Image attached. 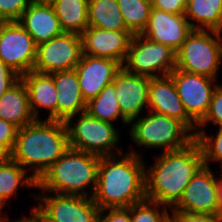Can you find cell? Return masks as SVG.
<instances>
[{
    "instance_id": "cell-34",
    "label": "cell",
    "mask_w": 222,
    "mask_h": 222,
    "mask_svg": "<svg viewBox=\"0 0 222 222\" xmlns=\"http://www.w3.org/2000/svg\"><path fill=\"white\" fill-rule=\"evenodd\" d=\"M17 131L16 126L0 118V146L5 147L10 153L16 142Z\"/></svg>"
},
{
    "instance_id": "cell-9",
    "label": "cell",
    "mask_w": 222,
    "mask_h": 222,
    "mask_svg": "<svg viewBox=\"0 0 222 222\" xmlns=\"http://www.w3.org/2000/svg\"><path fill=\"white\" fill-rule=\"evenodd\" d=\"M82 54L80 34L63 32L37 46L33 70L40 73L72 70L80 62Z\"/></svg>"
},
{
    "instance_id": "cell-36",
    "label": "cell",
    "mask_w": 222,
    "mask_h": 222,
    "mask_svg": "<svg viewBox=\"0 0 222 222\" xmlns=\"http://www.w3.org/2000/svg\"><path fill=\"white\" fill-rule=\"evenodd\" d=\"M99 222H131L130 210L128 207L100 210Z\"/></svg>"
},
{
    "instance_id": "cell-25",
    "label": "cell",
    "mask_w": 222,
    "mask_h": 222,
    "mask_svg": "<svg viewBox=\"0 0 222 222\" xmlns=\"http://www.w3.org/2000/svg\"><path fill=\"white\" fill-rule=\"evenodd\" d=\"M27 170L10 159L6 164L0 165V211L7 207L9 199L15 197L19 187H37V180Z\"/></svg>"
},
{
    "instance_id": "cell-22",
    "label": "cell",
    "mask_w": 222,
    "mask_h": 222,
    "mask_svg": "<svg viewBox=\"0 0 222 222\" xmlns=\"http://www.w3.org/2000/svg\"><path fill=\"white\" fill-rule=\"evenodd\" d=\"M0 118L18 129L34 122L26 85L20 79L0 97Z\"/></svg>"
},
{
    "instance_id": "cell-31",
    "label": "cell",
    "mask_w": 222,
    "mask_h": 222,
    "mask_svg": "<svg viewBox=\"0 0 222 222\" xmlns=\"http://www.w3.org/2000/svg\"><path fill=\"white\" fill-rule=\"evenodd\" d=\"M222 128V85H218L213 92L211 102L205 117L197 124L196 131H204L208 124Z\"/></svg>"
},
{
    "instance_id": "cell-40",
    "label": "cell",
    "mask_w": 222,
    "mask_h": 222,
    "mask_svg": "<svg viewBox=\"0 0 222 222\" xmlns=\"http://www.w3.org/2000/svg\"><path fill=\"white\" fill-rule=\"evenodd\" d=\"M8 213L4 214L3 211L0 213V222H36L35 218L29 214V216H23L20 219L17 220H9Z\"/></svg>"
},
{
    "instance_id": "cell-4",
    "label": "cell",
    "mask_w": 222,
    "mask_h": 222,
    "mask_svg": "<svg viewBox=\"0 0 222 222\" xmlns=\"http://www.w3.org/2000/svg\"><path fill=\"white\" fill-rule=\"evenodd\" d=\"M99 162L97 155L69 148L37 180L36 189L59 195L92 197L97 186Z\"/></svg>"
},
{
    "instance_id": "cell-5",
    "label": "cell",
    "mask_w": 222,
    "mask_h": 222,
    "mask_svg": "<svg viewBox=\"0 0 222 222\" xmlns=\"http://www.w3.org/2000/svg\"><path fill=\"white\" fill-rule=\"evenodd\" d=\"M147 112L129 124V136L139 148H158L164 153L184 148L195 140V135L182 122Z\"/></svg>"
},
{
    "instance_id": "cell-14",
    "label": "cell",
    "mask_w": 222,
    "mask_h": 222,
    "mask_svg": "<svg viewBox=\"0 0 222 222\" xmlns=\"http://www.w3.org/2000/svg\"><path fill=\"white\" fill-rule=\"evenodd\" d=\"M150 78L145 75L129 73L122 67L112 82L115 86L122 118L128 124L148 110ZM145 108L147 109L144 111Z\"/></svg>"
},
{
    "instance_id": "cell-38",
    "label": "cell",
    "mask_w": 222,
    "mask_h": 222,
    "mask_svg": "<svg viewBox=\"0 0 222 222\" xmlns=\"http://www.w3.org/2000/svg\"><path fill=\"white\" fill-rule=\"evenodd\" d=\"M30 214L35 218L36 222H57L49 217L38 205L31 206Z\"/></svg>"
},
{
    "instance_id": "cell-27",
    "label": "cell",
    "mask_w": 222,
    "mask_h": 222,
    "mask_svg": "<svg viewBox=\"0 0 222 222\" xmlns=\"http://www.w3.org/2000/svg\"><path fill=\"white\" fill-rule=\"evenodd\" d=\"M93 118L110 123L121 120L122 123L129 125L121 115L120 105L116 98L115 86L108 84L95 98L86 103V111Z\"/></svg>"
},
{
    "instance_id": "cell-24",
    "label": "cell",
    "mask_w": 222,
    "mask_h": 222,
    "mask_svg": "<svg viewBox=\"0 0 222 222\" xmlns=\"http://www.w3.org/2000/svg\"><path fill=\"white\" fill-rule=\"evenodd\" d=\"M64 32L82 34L88 27V0H49Z\"/></svg>"
},
{
    "instance_id": "cell-10",
    "label": "cell",
    "mask_w": 222,
    "mask_h": 222,
    "mask_svg": "<svg viewBox=\"0 0 222 222\" xmlns=\"http://www.w3.org/2000/svg\"><path fill=\"white\" fill-rule=\"evenodd\" d=\"M37 45L18 21L0 22V60L23 75L33 70Z\"/></svg>"
},
{
    "instance_id": "cell-32",
    "label": "cell",
    "mask_w": 222,
    "mask_h": 222,
    "mask_svg": "<svg viewBox=\"0 0 222 222\" xmlns=\"http://www.w3.org/2000/svg\"><path fill=\"white\" fill-rule=\"evenodd\" d=\"M33 0H0V22L18 21Z\"/></svg>"
},
{
    "instance_id": "cell-30",
    "label": "cell",
    "mask_w": 222,
    "mask_h": 222,
    "mask_svg": "<svg viewBox=\"0 0 222 222\" xmlns=\"http://www.w3.org/2000/svg\"><path fill=\"white\" fill-rule=\"evenodd\" d=\"M216 135H207L206 130L196 131L195 139L199 142L203 152L204 165L210 162H219L222 169V128L217 127Z\"/></svg>"
},
{
    "instance_id": "cell-18",
    "label": "cell",
    "mask_w": 222,
    "mask_h": 222,
    "mask_svg": "<svg viewBox=\"0 0 222 222\" xmlns=\"http://www.w3.org/2000/svg\"><path fill=\"white\" fill-rule=\"evenodd\" d=\"M192 30L185 15L171 14L152 7L148 23L140 35L177 51Z\"/></svg>"
},
{
    "instance_id": "cell-21",
    "label": "cell",
    "mask_w": 222,
    "mask_h": 222,
    "mask_svg": "<svg viewBox=\"0 0 222 222\" xmlns=\"http://www.w3.org/2000/svg\"><path fill=\"white\" fill-rule=\"evenodd\" d=\"M57 89V120L66 121L69 117L86 111L75 69L50 73Z\"/></svg>"
},
{
    "instance_id": "cell-39",
    "label": "cell",
    "mask_w": 222,
    "mask_h": 222,
    "mask_svg": "<svg viewBox=\"0 0 222 222\" xmlns=\"http://www.w3.org/2000/svg\"><path fill=\"white\" fill-rule=\"evenodd\" d=\"M222 173V169H221ZM222 176L217 177V215L222 216Z\"/></svg>"
},
{
    "instance_id": "cell-16",
    "label": "cell",
    "mask_w": 222,
    "mask_h": 222,
    "mask_svg": "<svg viewBox=\"0 0 222 222\" xmlns=\"http://www.w3.org/2000/svg\"><path fill=\"white\" fill-rule=\"evenodd\" d=\"M122 64L114 59L93 57L82 54L75 67L79 86L86 102L95 98L121 70Z\"/></svg>"
},
{
    "instance_id": "cell-33",
    "label": "cell",
    "mask_w": 222,
    "mask_h": 222,
    "mask_svg": "<svg viewBox=\"0 0 222 222\" xmlns=\"http://www.w3.org/2000/svg\"><path fill=\"white\" fill-rule=\"evenodd\" d=\"M171 222H222V216L172 211Z\"/></svg>"
},
{
    "instance_id": "cell-12",
    "label": "cell",
    "mask_w": 222,
    "mask_h": 222,
    "mask_svg": "<svg viewBox=\"0 0 222 222\" xmlns=\"http://www.w3.org/2000/svg\"><path fill=\"white\" fill-rule=\"evenodd\" d=\"M41 194L31 196L39 200L37 205L57 222H99L100 209L92 197Z\"/></svg>"
},
{
    "instance_id": "cell-15",
    "label": "cell",
    "mask_w": 222,
    "mask_h": 222,
    "mask_svg": "<svg viewBox=\"0 0 222 222\" xmlns=\"http://www.w3.org/2000/svg\"><path fill=\"white\" fill-rule=\"evenodd\" d=\"M80 36L83 54L114 59L123 65L133 34L129 30H103L88 26Z\"/></svg>"
},
{
    "instance_id": "cell-29",
    "label": "cell",
    "mask_w": 222,
    "mask_h": 222,
    "mask_svg": "<svg viewBox=\"0 0 222 222\" xmlns=\"http://www.w3.org/2000/svg\"><path fill=\"white\" fill-rule=\"evenodd\" d=\"M128 208L131 222H171L170 208L155 201L144 199Z\"/></svg>"
},
{
    "instance_id": "cell-3",
    "label": "cell",
    "mask_w": 222,
    "mask_h": 222,
    "mask_svg": "<svg viewBox=\"0 0 222 222\" xmlns=\"http://www.w3.org/2000/svg\"><path fill=\"white\" fill-rule=\"evenodd\" d=\"M69 148L64 121L35 120L18 129L11 159L38 180Z\"/></svg>"
},
{
    "instance_id": "cell-19",
    "label": "cell",
    "mask_w": 222,
    "mask_h": 222,
    "mask_svg": "<svg viewBox=\"0 0 222 222\" xmlns=\"http://www.w3.org/2000/svg\"><path fill=\"white\" fill-rule=\"evenodd\" d=\"M18 22L37 46L64 32L49 1L33 0Z\"/></svg>"
},
{
    "instance_id": "cell-13",
    "label": "cell",
    "mask_w": 222,
    "mask_h": 222,
    "mask_svg": "<svg viewBox=\"0 0 222 222\" xmlns=\"http://www.w3.org/2000/svg\"><path fill=\"white\" fill-rule=\"evenodd\" d=\"M171 211L217 215V181L209 166L197 171Z\"/></svg>"
},
{
    "instance_id": "cell-17",
    "label": "cell",
    "mask_w": 222,
    "mask_h": 222,
    "mask_svg": "<svg viewBox=\"0 0 222 222\" xmlns=\"http://www.w3.org/2000/svg\"><path fill=\"white\" fill-rule=\"evenodd\" d=\"M148 111L182 122L194 135L197 124L187 115L173 79L168 76L150 78Z\"/></svg>"
},
{
    "instance_id": "cell-28",
    "label": "cell",
    "mask_w": 222,
    "mask_h": 222,
    "mask_svg": "<svg viewBox=\"0 0 222 222\" xmlns=\"http://www.w3.org/2000/svg\"><path fill=\"white\" fill-rule=\"evenodd\" d=\"M126 28L133 34H141L145 29L150 11L151 0H117Z\"/></svg>"
},
{
    "instance_id": "cell-8",
    "label": "cell",
    "mask_w": 222,
    "mask_h": 222,
    "mask_svg": "<svg viewBox=\"0 0 222 222\" xmlns=\"http://www.w3.org/2000/svg\"><path fill=\"white\" fill-rule=\"evenodd\" d=\"M122 67L129 73L151 78L168 76L176 68V51L140 34L133 35Z\"/></svg>"
},
{
    "instance_id": "cell-26",
    "label": "cell",
    "mask_w": 222,
    "mask_h": 222,
    "mask_svg": "<svg viewBox=\"0 0 222 222\" xmlns=\"http://www.w3.org/2000/svg\"><path fill=\"white\" fill-rule=\"evenodd\" d=\"M88 26L103 30H128L117 0H88Z\"/></svg>"
},
{
    "instance_id": "cell-41",
    "label": "cell",
    "mask_w": 222,
    "mask_h": 222,
    "mask_svg": "<svg viewBox=\"0 0 222 222\" xmlns=\"http://www.w3.org/2000/svg\"><path fill=\"white\" fill-rule=\"evenodd\" d=\"M11 159V153L3 146H0V165L6 164Z\"/></svg>"
},
{
    "instance_id": "cell-23",
    "label": "cell",
    "mask_w": 222,
    "mask_h": 222,
    "mask_svg": "<svg viewBox=\"0 0 222 222\" xmlns=\"http://www.w3.org/2000/svg\"><path fill=\"white\" fill-rule=\"evenodd\" d=\"M185 17L192 29L222 34V0H187Z\"/></svg>"
},
{
    "instance_id": "cell-37",
    "label": "cell",
    "mask_w": 222,
    "mask_h": 222,
    "mask_svg": "<svg viewBox=\"0 0 222 222\" xmlns=\"http://www.w3.org/2000/svg\"><path fill=\"white\" fill-rule=\"evenodd\" d=\"M151 4L167 13L185 15L187 0H151Z\"/></svg>"
},
{
    "instance_id": "cell-11",
    "label": "cell",
    "mask_w": 222,
    "mask_h": 222,
    "mask_svg": "<svg viewBox=\"0 0 222 222\" xmlns=\"http://www.w3.org/2000/svg\"><path fill=\"white\" fill-rule=\"evenodd\" d=\"M169 76L173 79L187 115L198 124L205 117L213 92L219 83H216V79L176 68Z\"/></svg>"
},
{
    "instance_id": "cell-7",
    "label": "cell",
    "mask_w": 222,
    "mask_h": 222,
    "mask_svg": "<svg viewBox=\"0 0 222 222\" xmlns=\"http://www.w3.org/2000/svg\"><path fill=\"white\" fill-rule=\"evenodd\" d=\"M65 124L71 149L99 157L123 153L122 148H117L121 134L114 124L93 118L87 112L69 117Z\"/></svg>"
},
{
    "instance_id": "cell-1",
    "label": "cell",
    "mask_w": 222,
    "mask_h": 222,
    "mask_svg": "<svg viewBox=\"0 0 222 222\" xmlns=\"http://www.w3.org/2000/svg\"><path fill=\"white\" fill-rule=\"evenodd\" d=\"M131 150L100 157L97 186L92 196L100 210L127 208L146 199V162ZM144 161V162H143Z\"/></svg>"
},
{
    "instance_id": "cell-20",
    "label": "cell",
    "mask_w": 222,
    "mask_h": 222,
    "mask_svg": "<svg viewBox=\"0 0 222 222\" xmlns=\"http://www.w3.org/2000/svg\"><path fill=\"white\" fill-rule=\"evenodd\" d=\"M26 85L31 112L36 120L40 111L47 110L46 120H57V89L50 73H40L34 70L21 75Z\"/></svg>"
},
{
    "instance_id": "cell-2",
    "label": "cell",
    "mask_w": 222,
    "mask_h": 222,
    "mask_svg": "<svg viewBox=\"0 0 222 222\" xmlns=\"http://www.w3.org/2000/svg\"><path fill=\"white\" fill-rule=\"evenodd\" d=\"M203 165V152L196 139L184 148L160 153L154 164L145 168L146 199L172 209Z\"/></svg>"
},
{
    "instance_id": "cell-6",
    "label": "cell",
    "mask_w": 222,
    "mask_h": 222,
    "mask_svg": "<svg viewBox=\"0 0 222 222\" xmlns=\"http://www.w3.org/2000/svg\"><path fill=\"white\" fill-rule=\"evenodd\" d=\"M222 34L193 29L176 51V69L218 79L222 62Z\"/></svg>"
},
{
    "instance_id": "cell-35",
    "label": "cell",
    "mask_w": 222,
    "mask_h": 222,
    "mask_svg": "<svg viewBox=\"0 0 222 222\" xmlns=\"http://www.w3.org/2000/svg\"><path fill=\"white\" fill-rule=\"evenodd\" d=\"M20 79L21 75L0 60V97Z\"/></svg>"
}]
</instances>
